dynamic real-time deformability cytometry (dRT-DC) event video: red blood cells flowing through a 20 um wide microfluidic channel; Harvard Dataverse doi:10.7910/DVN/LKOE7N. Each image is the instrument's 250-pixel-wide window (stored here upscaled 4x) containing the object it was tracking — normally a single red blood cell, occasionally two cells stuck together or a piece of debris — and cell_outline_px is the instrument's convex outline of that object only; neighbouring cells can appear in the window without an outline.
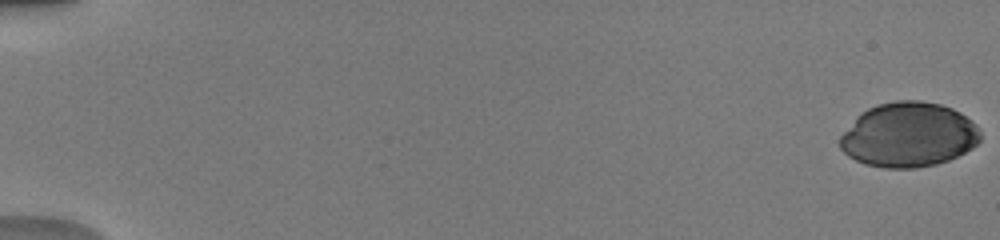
{"species": "human", "species_latin": "Homo sapiens", "temperature_condition": "warm", "stored_images_in_passage": 47, "camera_frame_rate_fps": 3000, "um_per_image_px": 0.085, "donor": {"sex": "male"}, "frame": {"image": 1, "passage_image": 1, "time_ms": 0.0, "image_size_px": [1000, 240], "cell_outline_px": [[980, 140], [972, 148], [948, 160], [936, 164], [916, 168], [884, 168], [864, 164], [848, 156], [840, 148], [840, 136], [856, 116], [860, 112], [876, 104], [896, 100], [920, 100], [940, 104], [952, 108], [960, 112], [972, 120], [976, 124], [980, 132]], "centroid_in_image_um": [77.22, 11.45], "position_along_channel_um": 7.8, "area_um2": 53.18}}
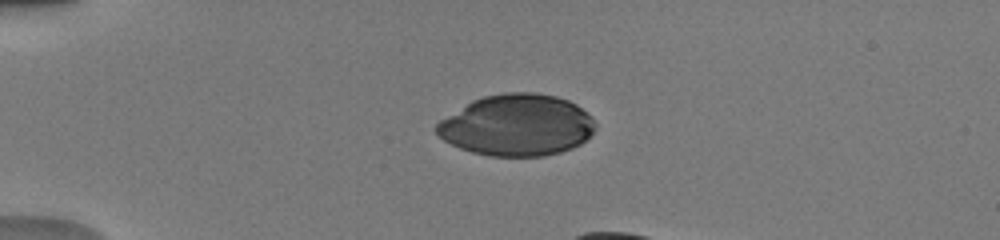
{"frame": {"image": 2, "passage_image": 14, "time_ms": 4.333, "image_size_px": [1000, 240], "cell_outline_px": [[596, 128], [580, 144], [572, 148], [560, 152], [544, 156], [488, 156], [472, 152], [460, 148], [444, 140], [436, 132], [436, 124], [440, 120], [472, 100], [484, 96], [504, 92], [532, 92], [556, 96], [568, 100], [576, 104], [592, 116], [596, 124]], "centroid_in_image_um": [43.95, 10.63], "position_along_channel_um": 41.1, "area_um2": 56.88}}